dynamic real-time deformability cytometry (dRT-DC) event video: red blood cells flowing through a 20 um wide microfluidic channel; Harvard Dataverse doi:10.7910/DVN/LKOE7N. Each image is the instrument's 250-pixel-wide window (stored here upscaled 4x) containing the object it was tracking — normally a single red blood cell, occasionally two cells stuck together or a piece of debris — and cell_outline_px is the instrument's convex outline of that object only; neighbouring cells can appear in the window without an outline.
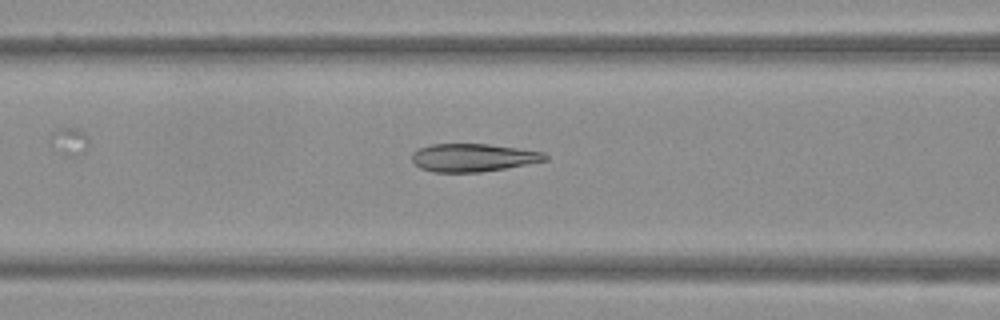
{"species": "Egyptian fruit bat (a non-hibernating species)", "species_latin": "Rousettus aegyptiacus", "temperature_condition": "warm", "stored_images_in_passage": 34, "camera_frame_rate_fps": 3000, "um_per_image_px": 0.085, "frame": {"image": 1, "passage_image": 21, "time_ms": 6.667, "image_size_px": [1000, 320], "cell_outline_px": [[548, 160], [504, 168], [480, 172], [432, 172], [420, 168], [412, 160], [412, 152], [428, 144], [488, 144], [544, 152], [548, 156]], "centroid_in_image_um": [40.19, 13.39], "position_along_channel_um": 126.4, "area_um2": 21.62}}
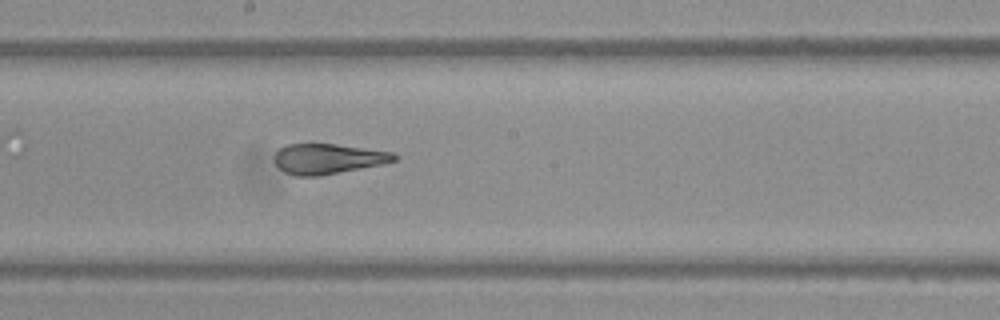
{"frame": {"image": 2, "passage_image": 28, "time_ms": 9.0, "image_size_px": [1000, 320], "cell_outline_px": [[400, 156], [396, 160], [384, 164], [316, 176], [296, 176], [284, 172], [276, 164], [272, 156], [280, 148], [288, 144], [336, 144], [396, 152]], "centroid_in_image_um": [27.91, 13.49], "position_along_channel_um": 220.3, "area_um2": 21.21}}
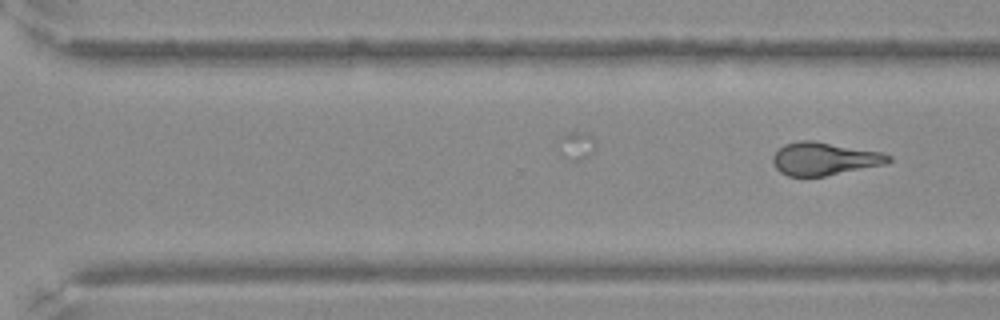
{"frame": {"image": 3, "passage_image": 34, "time_ms": 11.0, "image_size_px": [1000, 320], "cell_outline_px": [[892, 160], [888, 164], [824, 176], [788, 176], [780, 172], [776, 168], [772, 160], [772, 156], [784, 144], [800, 140], [812, 140], [880, 152], [892, 156]], "centroid_in_image_um": [70.08, 13.5], "position_along_channel_um": 300.5, "area_um2": 22.14}}